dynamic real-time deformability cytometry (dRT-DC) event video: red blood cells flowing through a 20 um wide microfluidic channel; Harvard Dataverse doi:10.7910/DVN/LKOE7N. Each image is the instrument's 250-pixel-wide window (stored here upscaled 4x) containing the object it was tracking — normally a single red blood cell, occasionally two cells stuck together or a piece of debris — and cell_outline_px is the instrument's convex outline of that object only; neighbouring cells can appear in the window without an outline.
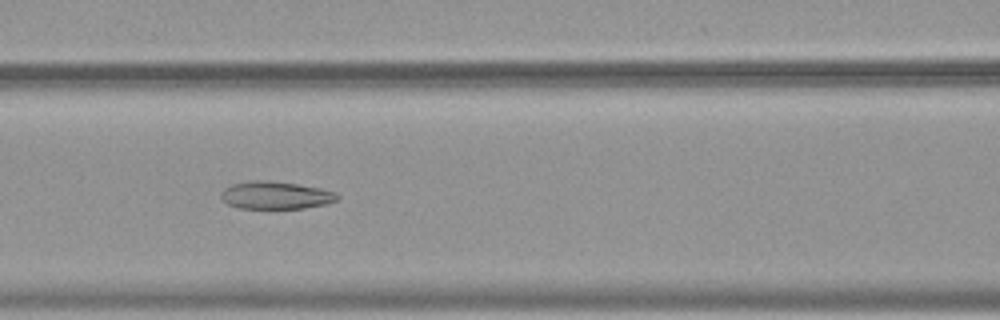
{"species": "common noctule bat (a hibernating species)", "species_latin": "Nyctalus noctula", "temperature_condition": "warm", "stored_images_in_passage": 13, "camera_frame_rate_fps": 3000, "um_per_image_px": 0.085, "animal": {"sex": "female", "body_mass_g": 19.9}, "frame": {"image": 1, "passage_image": 10, "time_ms": 3.0, "image_size_px": [1000, 320], "cell_outline_px": [[340, 196], [336, 200], [328, 204], [304, 208], [240, 208], [228, 204], [220, 196], [220, 192], [224, 188], [232, 184], [256, 180], [264, 180], [296, 184], [320, 188], [336, 192]], "centroid_in_image_um": [23.44, 16.6], "position_along_channel_um": 143.2, "area_um2": 18.61}}